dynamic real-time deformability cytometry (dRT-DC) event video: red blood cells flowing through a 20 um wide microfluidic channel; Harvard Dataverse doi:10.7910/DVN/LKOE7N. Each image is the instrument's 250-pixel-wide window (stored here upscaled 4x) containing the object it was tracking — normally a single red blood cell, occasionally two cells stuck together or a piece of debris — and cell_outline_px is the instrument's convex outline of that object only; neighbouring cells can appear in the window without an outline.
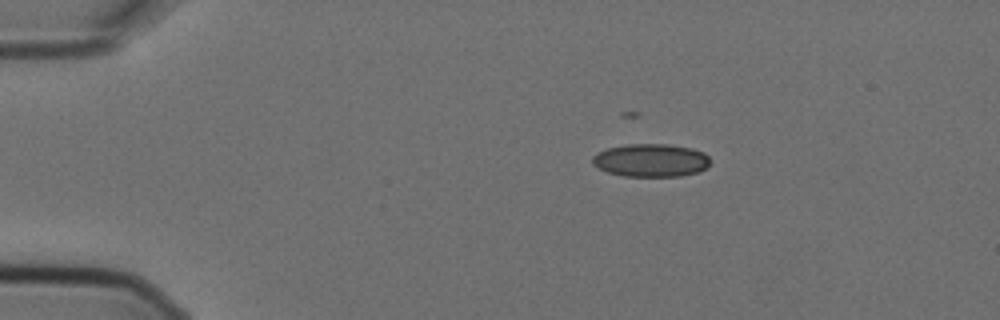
{"species": "Egyptian fruit bat (a non-hibernating species)", "species_latin": "Rousettus aegyptiacus", "temperature_condition": "cold", "stored_images_in_passage": 2, "camera_frame_rate_fps": 3000, "um_per_image_px": 0.085, "animal": {"sex": "female"}, "frame": {"image": 1, "passage_image": 1, "time_ms": 0.0, "image_size_px": [1000, 320], "cell_outline_px": [[708, 168], [700, 172], [680, 176], [624, 176], [608, 172], [592, 164], [592, 156], [596, 152], [608, 148], [628, 144], [668, 144], [692, 148], [704, 152], [708, 156]], "centroid_in_image_um": [55.34, 13.62], "position_along_channel_um": 29.7, "area_um2": 22.77}}